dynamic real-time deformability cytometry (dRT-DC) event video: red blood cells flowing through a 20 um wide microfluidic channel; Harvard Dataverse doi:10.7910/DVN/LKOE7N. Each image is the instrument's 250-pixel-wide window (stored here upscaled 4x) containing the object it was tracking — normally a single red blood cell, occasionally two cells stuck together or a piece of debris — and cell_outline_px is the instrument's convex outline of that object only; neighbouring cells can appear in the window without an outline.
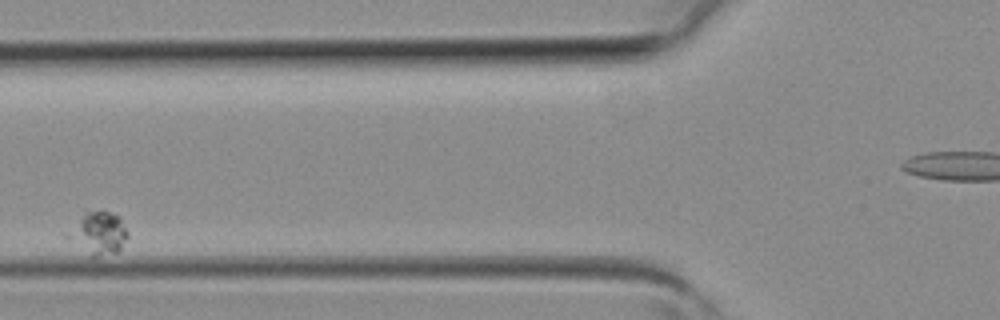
{"species": "common noctule bat (a hibernating species)", "species_latin": "Nyctalus noctula", "temperature_condition": "room temperature", "stored_images_in_passage": 5, "camera_frame_rate_fps": 3000, "um_per_image_px": 0.085, "animal": {"sex": "female", "body_mass_g": 19.3, "forearm_length_mm": 54.1}, "frame": {"image": 1, "passage_image": 3, "time_ms": 0.667, "image_size_px": [1000, 320], "cell_outline_px": [[128, 236], [120, 252], [96, 256], [92, 256], [64, 236], [88, 212], [108, 212], [120, 216], [128, 232]], "centroid_in_image_um": [8.44, 19.86], "position_along_channel_um": 117.4, "area_um2": 14.33}}